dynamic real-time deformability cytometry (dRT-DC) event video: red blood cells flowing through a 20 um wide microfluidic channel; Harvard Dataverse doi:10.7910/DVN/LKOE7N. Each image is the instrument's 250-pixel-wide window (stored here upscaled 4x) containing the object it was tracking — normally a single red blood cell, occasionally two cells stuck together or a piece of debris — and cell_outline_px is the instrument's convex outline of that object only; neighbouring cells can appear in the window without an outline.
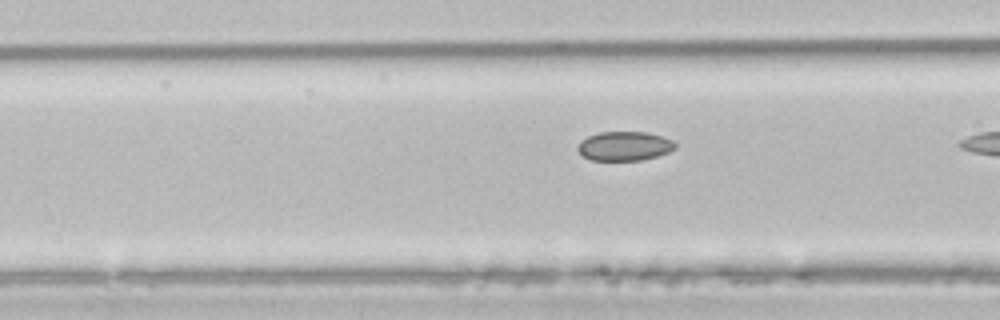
{"species": "common noctule bat (a hibernating species)", "species_latin": "Nyctalus noctula", "temperature_condition": "room temperature", "stored_images_in_passage": 19, "camera_frame_rate_fps": 3000, "um_per_image_px": 0.085, "animal": {"sex": "male", "body_mass_g": 21.5, "forearm_length_mm": 52.0}, "frame": {"image": 1, "passage_image": 18, "time_ms": 5.667, "image_size_px": [1000, 320], "cell_outline_px": [[676, 148], [668, 152], [644, 160], [592, 160], [584, 156], [576, 148], [580, 140], [588, 136], [600, 132], [648, 132], [672, 140], [676, 144]], "centroid_in_image_um": [53.07, 12.41], "position_along_channel_um": 113.5, "area_um2": 16.53}}